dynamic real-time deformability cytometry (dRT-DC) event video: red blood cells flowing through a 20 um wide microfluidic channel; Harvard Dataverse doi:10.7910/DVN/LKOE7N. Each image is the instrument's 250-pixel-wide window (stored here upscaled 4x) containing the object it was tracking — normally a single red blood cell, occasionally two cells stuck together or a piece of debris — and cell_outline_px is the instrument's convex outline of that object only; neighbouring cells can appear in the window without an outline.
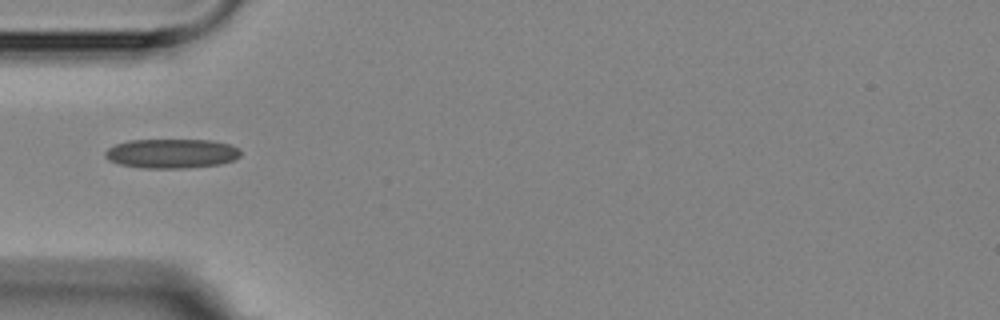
{"species": "Egyptian fruit bat (a non-hibernating species)", "species_latin": "Rousettus aegyptiacus", "temperature_condition": "room temperature", "stored_images_in_passage": 6, "camera_frame_rate_fps": 3000, "um_per_image_px": 0.085, "animal": {"sex": "female"}, "frame": {"image": 1, "passage_image": 1, "time_ms": 0.0, "image_size_px": [1000, 320], "cell_outline_px": [[240, 156], [232, 160], [220, 164], [184, 168], [140, 168], [120, 164], [108, 160], [104, 156], [104, 152], [108, 148], [116, 144], [128, 140], [212, 140], [228, 144], [240, 148]], "centroid_in_image_um": [14.56, 13.05], "position_along_channel_um": 70.4, "area_um2": 23.24}}
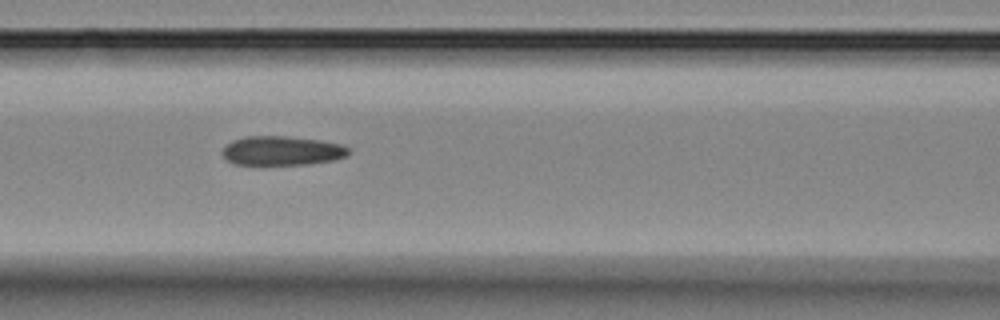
{"frame": {"image": 2, "passage_image": 3, "time_ms": 2.0, "image_size_px": [1000, 320], "cell_outline_px": [[348, 156], [336, 160], [308, 164], [232, 164], [224, 156], [224, 148], [232, 140], [244, 136], [288, 136], [320, 140], [340, 144], [348, 148]], "centroid_in_image_um": [23.99, 12.8], "position_along_channel_um": 142.6, "area_um2": 21.39}}
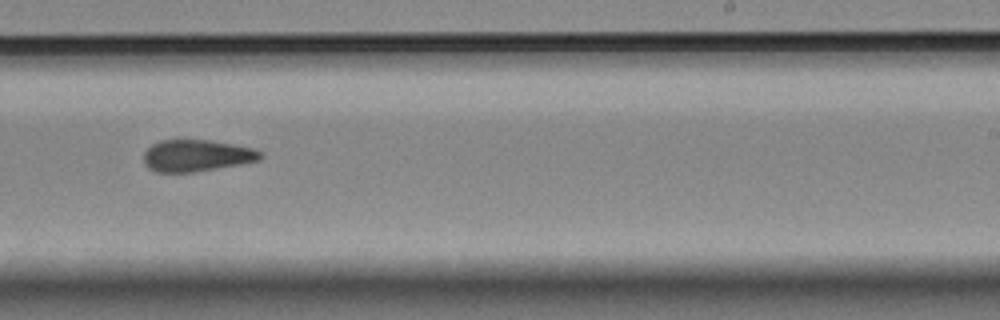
{"frame": {"image": 3, "passage_image": 6, "time_ms": 5.667, "image_size_px": [1000, 320], "cell_outline_px": [[264, 156], [260, 160], [240, 164], [192, 172], [156, 172], [148, 168], [144, 164], [144, 152], [152, 144], [160, 140], [208, 140], [256, 148]], "centroid_in_image_um": [16.71, 13.22], "position_along_channel_um": 272.3, "area_um2": 21.56}}